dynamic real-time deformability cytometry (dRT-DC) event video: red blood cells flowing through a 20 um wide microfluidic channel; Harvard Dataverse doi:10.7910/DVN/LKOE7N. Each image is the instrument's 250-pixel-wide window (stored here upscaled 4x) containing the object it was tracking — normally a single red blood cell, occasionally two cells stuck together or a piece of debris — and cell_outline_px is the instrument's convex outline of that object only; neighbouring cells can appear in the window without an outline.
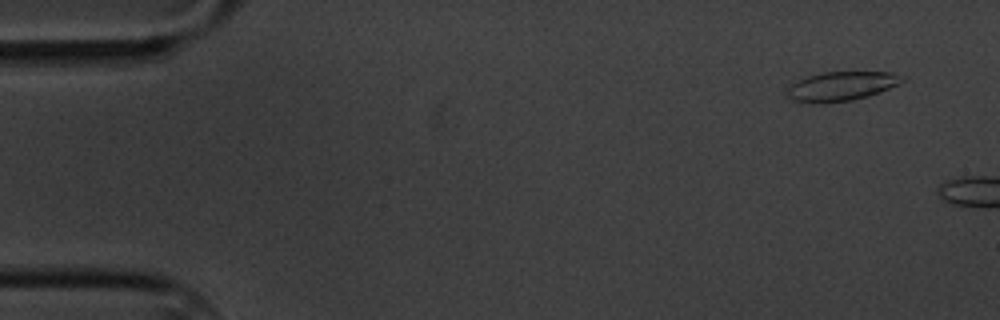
{"species": "common noctule bat (a hibernating species)", "species_latin": "Nyctalus noctula", "temperature_condition": "cold", "stored_images_in_passage": 2, "camera_frame_rate_fps": 3000, "um_per_image_px": 0.085, "animal": {"sex": "male", "body_mass_g": 20.1, "forearm_length_mm": 53.5}, "frame": {"image": 1, "passage_image": 1, "time_ms": 0.0, "image_size_px": [1000, 320], "cell_outline_px": [[904, 80], [888, 88], [868, 96], [852, 100], [824, 104], [820, 104], [792, 100], [784, 92], [792, 84], [808, 76], [824, 72], [892, 72], [904, 76]], "centroid_in_image_um": [71.48, 7.34], "position_along_channel_um": 13.5, "area_um2": 19.48}}